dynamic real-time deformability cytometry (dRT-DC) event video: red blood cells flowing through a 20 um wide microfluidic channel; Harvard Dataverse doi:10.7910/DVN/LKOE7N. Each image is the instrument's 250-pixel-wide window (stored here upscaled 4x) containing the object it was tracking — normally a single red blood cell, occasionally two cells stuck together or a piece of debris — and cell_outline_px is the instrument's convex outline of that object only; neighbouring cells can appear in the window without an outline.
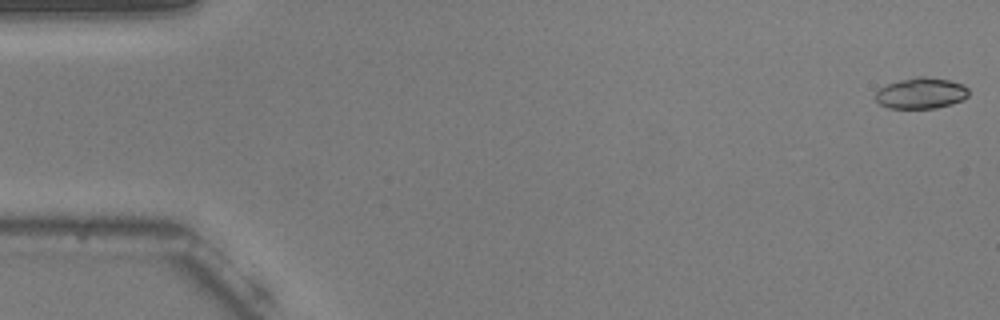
{"species": "common noctule bat (a hibernating species)", "species_latin": "Nyctalus noctula", "temperature_condition": "warm", "stored_images_in_passage": 54, "camera_frame_rate_fps": 3000, "um_per_image_px": 0.085, "animal": {"sex": "male", "body_mass_g": 20.5, "forearm_length_mm": 52.5}, "frame": {"image": 1, "passage_image": 1, "time_ms": 0.0, "image_size_px": [1000, 320], "cell_outline_px": [[968, 96], [964, 100], [952, 104], [936, 108], [888, 108], [880, 104], [876, 100], [876, 92], [880, 88], [888, 84], [900, 80], [916, 76], [924, 76], [948, 80], [964, 84], [968, 88]], "centroid_in_image_um": [78.32, 7.92], "position_along_channel_um": 6.7, "area_um2": 16.88}}
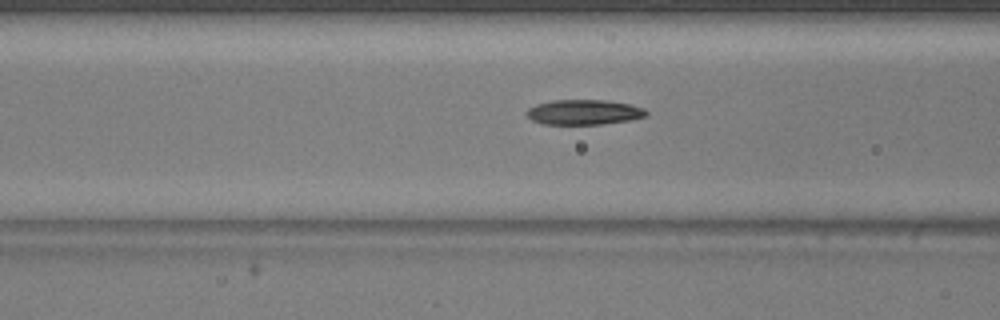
{"frame": {"image": 2, "passage_image": 21, "time_ms": 6.667, "image_size_px": [1000, 320], "cell_outline_px": [[648, 116], [632, 120], [600, 124], [544, 124], [532, 120], [524, 112], [528, 108], [536, 104], [552, 100], [604, 100], [628, 104], [644, 108], [648, 112]], "centroid_in_image_um": [49.63, 9.53], "position_along_channel_um": 117.0, "area_um2": 17.51}}
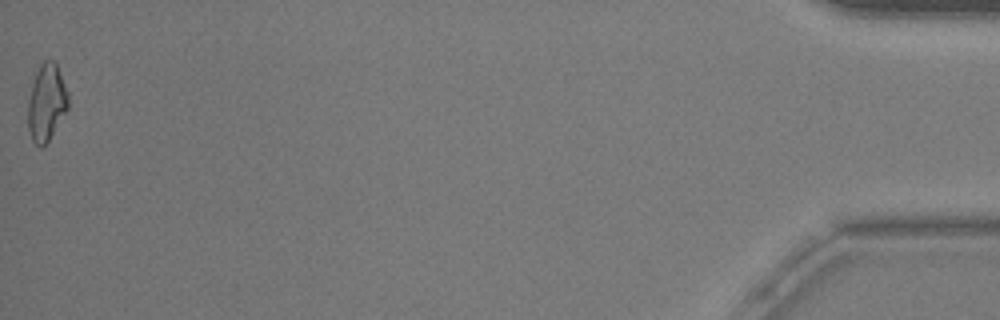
{"frame": {"image": 3, "passage_image": 54, "time_ms": 17.667, "image_size_px": [1000, 320], "cell_outline_px": [[68, 108], [48, 140], [40, 148], [32, 140], [28, 128], [28, 100], [32, 84], [36, 72], [40, 64], [48, 56], [56, 60], [68, 92]], "centroid_in_image_um": [3.96, 8.63], "position_along_channel_um": 431.2, "area_um2": 18.15}}